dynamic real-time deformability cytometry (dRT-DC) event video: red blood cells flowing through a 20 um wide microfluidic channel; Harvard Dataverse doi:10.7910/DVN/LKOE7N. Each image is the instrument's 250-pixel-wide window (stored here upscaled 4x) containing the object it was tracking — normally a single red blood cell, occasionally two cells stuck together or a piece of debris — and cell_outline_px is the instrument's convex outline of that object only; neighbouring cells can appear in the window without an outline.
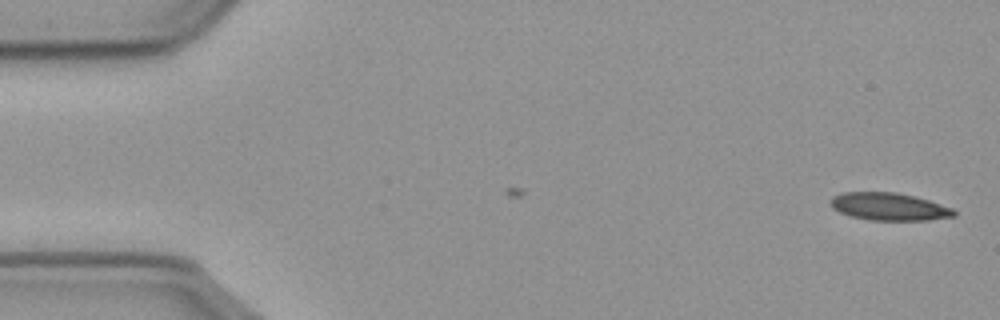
{"species": "common noctule bat (a hibernating species)", "species_latin": "Nyctalus noctula", "temperature_condition": "cold", "stored_images_in_passage": 12, "camera_frame_rate_fps": 3000, "um_per_image_px": 0.085, "animal": {"sex": "male", "body_mass_g": 23.1, "forearm_length_mm": 52.7}, "frame": {"image": 1, "passage_image": 1, "time_ms": 0.0, "image_size_px": [1000, 320], "cell_outline_px": [[956, 216], [928, 220], [868, 220], [852, 216], [840, 212], [832, 208], [828, 200], [832, 196], [844, 192], [896, 192], [928, 200], [952, 208], [956, 212]], "centroid_in_image_um": [75.54, 17.56], "position_along_channel_um": 9.5, "area_um2": 19.83}}